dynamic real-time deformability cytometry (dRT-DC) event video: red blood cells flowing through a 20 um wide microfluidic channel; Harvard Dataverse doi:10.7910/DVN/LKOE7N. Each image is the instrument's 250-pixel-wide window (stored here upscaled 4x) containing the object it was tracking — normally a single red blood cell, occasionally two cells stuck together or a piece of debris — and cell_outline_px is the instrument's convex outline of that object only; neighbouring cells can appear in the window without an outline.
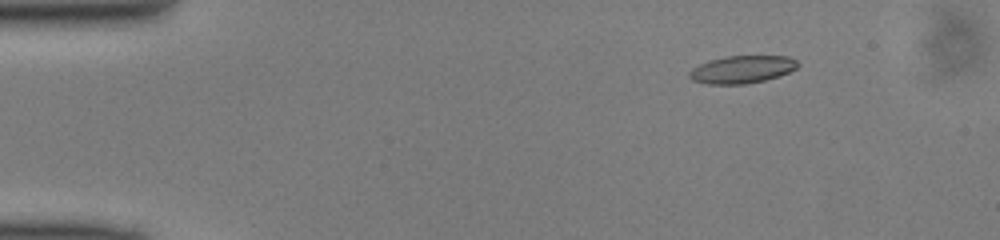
{"species": "common noctule bat (a hibernating species)", "species_latin": "Nyctalus noctula", "temperature_condition": "cold", "stored_images_in_passage": 45, "camera_frame_rate_fps": 3000, "um_per_image_px": 0.085, "animal": {"sex": "male", "body_mass_g": 13.0, "forearm_length_mm": 53.1}, "frame": {"image": 1, "passage_image": 2, "time_ms": 0.333, "image_size_px": [1000, 240], "cell_outline_px": [[800, 64], [796, 68], [780, 76], [748, 84], [708, 84], [692, 80], [688, 76], [688, 72], [692, 68], [708, 60], [724, 56], [788, 56], [796, 60]], "centroid_in_image_um": [63.06, 5.9], "position_along_channel_um": 21.9, "area_um2": 17.57}}
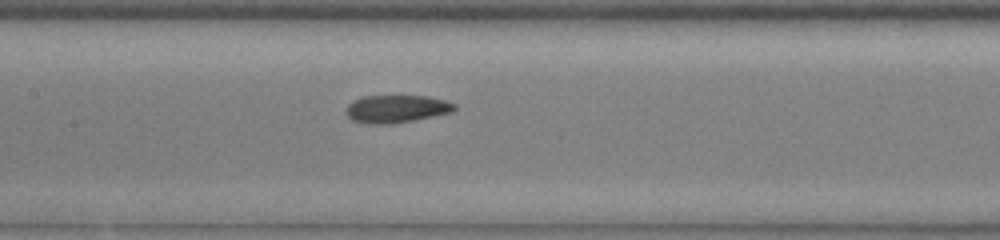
{"frame": {"image": 2, "passage_image": 19, "time_ms": 6.0, "image_size_px": [1000, 240], "cell_outline_px": [[456, 108], [452, 112], [416, 120], [392, 124], [368, 124], [352, 120], [344, 112], [348, 104], [352, 100], [364, 96], [428, 96], [444, 100], [456, 104]], "centroid_in_image_um": [33.68, 9.26], "position_along_channel_um": 173.7, "area_um2": 17.69}}
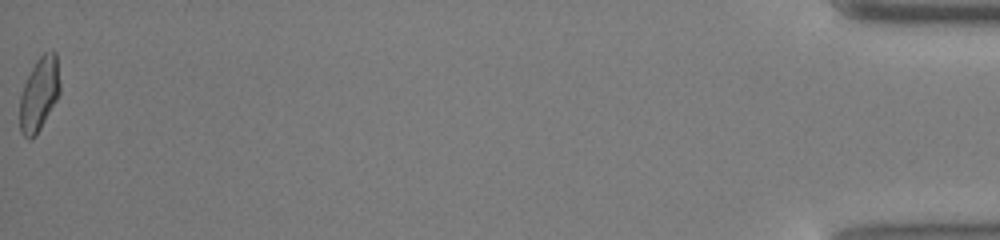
{"frame": {"image": 3, "passage_image": 45, "time_ms": 14.667, "image_size_px": [1000, 240], "cell_outline_px": [[60, 92], [56, 100], [36, 136], [32, 140], [28, 140], [20, 132], [20, 96], [24, 84], [36, 60], [44, 52], [56, 52], [60, 84]], "centroid_in_image_um": [3.32, 8.02], "position_along_channel_um": 431.9, "area_um2": 17.17}}